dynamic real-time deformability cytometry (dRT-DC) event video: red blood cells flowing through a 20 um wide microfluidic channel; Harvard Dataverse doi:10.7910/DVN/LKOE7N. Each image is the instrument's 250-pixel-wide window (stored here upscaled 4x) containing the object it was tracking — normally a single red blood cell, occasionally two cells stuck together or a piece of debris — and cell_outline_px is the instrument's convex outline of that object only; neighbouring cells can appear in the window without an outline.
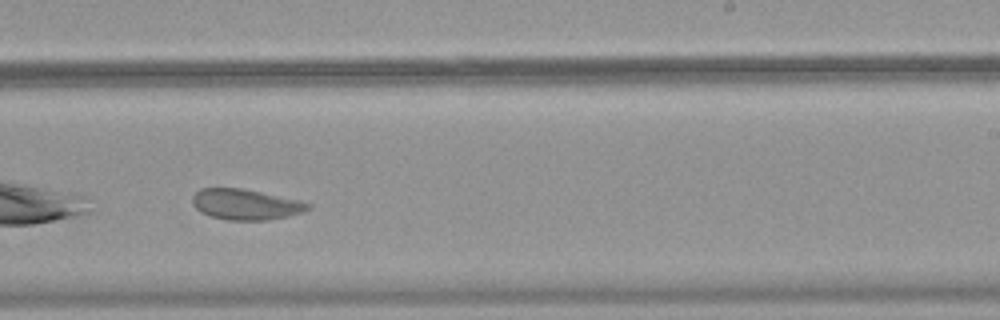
{"species": "common noctule bat (a hibernating species)", "species_latin": "Nyctalus noctula", "temperature_condition": "warm", "stored_images_in_passage": 28, "camera_frame_rate_fps": 3000, "um_per_image_px": 0.085, "animal": {"sex": "female", "body_mass_g": 18.4}, "frame": {"image": 1, "passage_image": 20, "time_ms": 6.333, "image_size_px": [1000, 320], "cell_outline_px": [[312, 208], [288, 216], [268, 220], [228, 220], [212, 216], [200, 212], [192, 204], [192, 196], [200, 188], [244, 188], [300, 200], [312, 204]], "centroid_in_image_um": [20.89, 17.36], "position_along_channel_um": 268.1, "area_um2": 20.75}}